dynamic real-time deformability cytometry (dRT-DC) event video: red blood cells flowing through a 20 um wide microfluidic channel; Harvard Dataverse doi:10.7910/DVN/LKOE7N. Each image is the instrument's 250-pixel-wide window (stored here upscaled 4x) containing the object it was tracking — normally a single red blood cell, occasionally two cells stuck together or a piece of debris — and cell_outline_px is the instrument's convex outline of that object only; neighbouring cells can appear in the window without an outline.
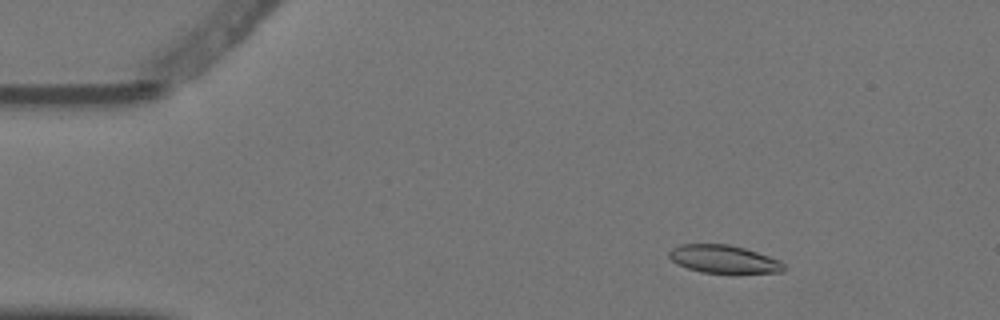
{"species": "Egyptian fruit bat (a non-hibernating species)", "species_latin": "Rousettus aegyptiacus", "temperature_condition": "warm", "stored_images_in_passage": 5, "camera_frame_rate_fps": 3000, "um_per_image_px": 0.085, "animal": {"sex": "female"}, "frame": {"image": 1, "passage_image": 2, "time_ms": 0.333, "image_size_px": [1000, 320], "cell_outline_px": [[784, 272], [736, 276], [728, 276], [700, 272], [688, 268], [672, 260], [668, 256], [668, 252], [672, 248], [680, 244], [728, 244], [744, 248], [780, 260], [784, 264]], "centroid_in_image_um": [61.58, 22.09], "position_along_channel_um": 23.4, "area_um2": 19.65}}
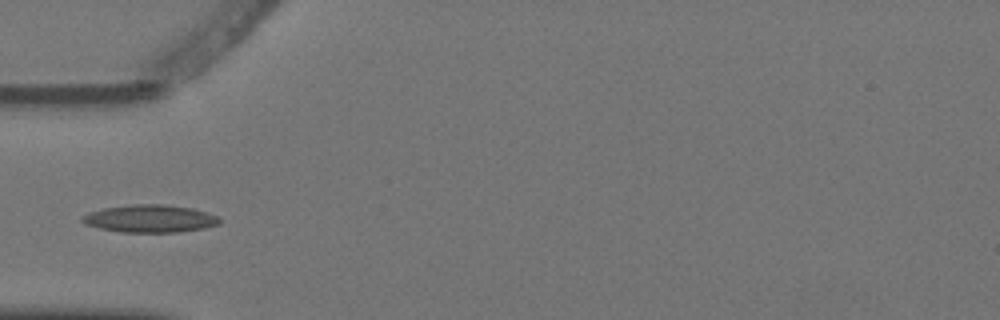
{"frame": {"image": 2, "passage_image": 5, "time_ms": 1.333, "image_size_px": [1000, 320], "cell_outline_px": [[220, 224], [204, 228], [180, 232], [120, 232], [100, 228], [84, 224], [80, 220], [80, 216], [88, 212], [104, 208], [132, 204], [164, 204], [192, 208], [208, 212], [220, 216]], "centroid_in_image_um": [12.75, 18.58], "position_along_channel_um": 72.2, "area_um2": 22.37}}